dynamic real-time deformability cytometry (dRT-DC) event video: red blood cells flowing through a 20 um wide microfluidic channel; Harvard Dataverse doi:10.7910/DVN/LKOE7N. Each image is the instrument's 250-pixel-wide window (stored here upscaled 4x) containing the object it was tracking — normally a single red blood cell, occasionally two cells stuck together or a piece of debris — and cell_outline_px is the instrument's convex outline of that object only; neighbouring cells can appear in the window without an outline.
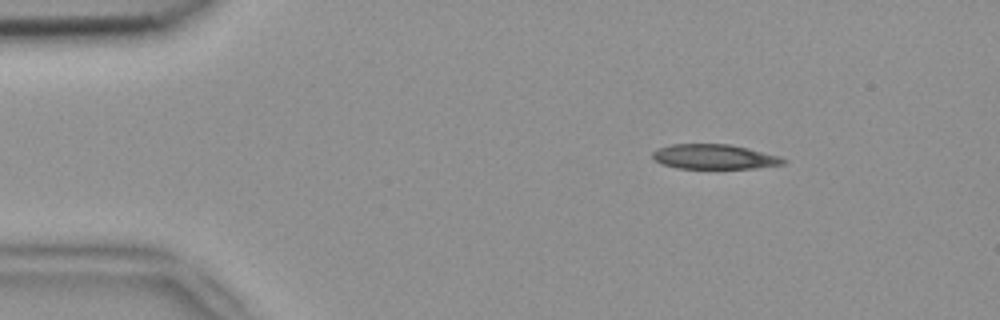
{"species": "common noctule bat (a hibernating species)", "species_latin": "Nyctalus noctula", "temperature_condition": "room temperature", "stored_images_in_passage": 4, "camera_frame_rate_fps": 3000, "um_per_image_px": 0.085, "animal": {"sex": "female", "body_mass_g": 18.4}, "frame": {"image": 1, "passage_image": 1, "time_ms": 0.0, "image_size_px": [1000, 320], "cell_outline_px": [[788, 160], [784, 164], [756, 168], [676, 168], [664, 164], [656, 160], [652, 156], [652, 152], [656, 148], [672, 144], [728, 144], [748, 148], [780, 156]], "centroid_in_image_um": [60.73, 13.32], "position_along_channel_um": 24.3, "area_um2": 18.84}}